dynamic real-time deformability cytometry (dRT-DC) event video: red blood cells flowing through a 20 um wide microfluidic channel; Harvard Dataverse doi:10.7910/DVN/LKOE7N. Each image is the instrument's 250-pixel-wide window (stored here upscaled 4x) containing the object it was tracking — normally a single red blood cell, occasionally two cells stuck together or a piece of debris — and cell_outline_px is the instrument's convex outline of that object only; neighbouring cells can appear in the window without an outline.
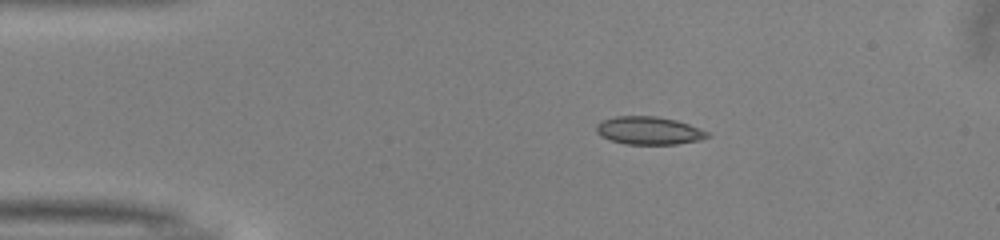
{"species": "common noctule bat (a hibernating species)", "species_latin": "Nyctalus noctula", "temperature_condition": "warm", "stored_images_in_passage": 42, "camera_frame_rate_fps": 3000, "um_per_image_px": 0.085, "animal": {"sex": "male", "body_mass_g": 13.0, "forearm_length_mm": 53.1}, "frame": {"image": 1, "passage_image": 1, "time_ms": 0.0, "image_size_px": [1000, 240], "cell_outline_px": [[712, 136], [700, 140], [676, 144], [624, 144], [600, 136], [596, 132], [596, 124], [600, 120], [616, 116], [656, 116], [676, 120], [688, 124], [708, 132]], "centroid_in_image_um": [55.13, 11.1], "position_along_channel_um": 29.9, "area_um2": 18.15}}
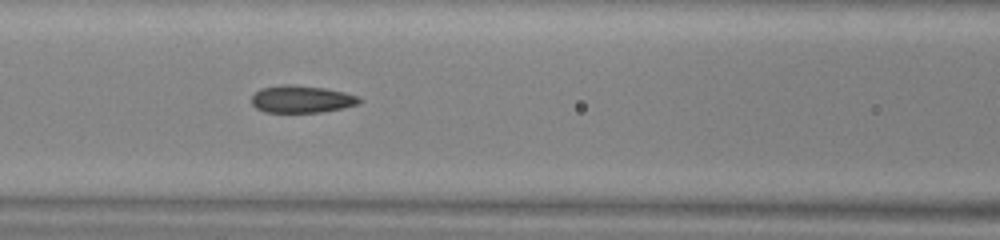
{"frame": {"image": 2, "passage_image": 13, "time_ms": 4.0, "image_size_px": [1000, 240], "cell_outline_px": [[364, 100], [360, 104], [344, 108], [324, 112], [264, 112], [256, 108], [252, 104], [252, 96], [260, 88], [284, 84], [288, 84], [324, 88], [344, 92], [360, 96]], "centroid_in_image_um": [25.69, 8.43], "position_along_channel_um": 140.9, "area_um2": 17.34}}
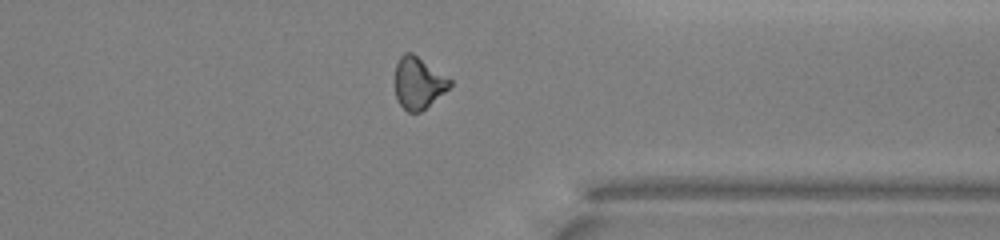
{"frame": {"image": 3, "passage_image": 31, "time_ms": 10.0, "image_size_px": [1000, 240], "cell_outline_px": [[452, 84], [444, 92], [420, 112], [408, 112], [400, 104], [396, 96], [396, 64], [400, 56], [404, 52], [412, 52], [452, 80]], "centroid_in_image_um": [35.56, 7.03], "position_along_channel_um": 375.8, "area_um2": 16.24}, "authors_computed_cell_mechanics": {"area_um2": 17.0799, "velocity_mm_per_s": 4.0327, "shape_relaxation_time_tau1_ms": 4.2217, "shape_relaxation_time_tau2_ms": 2.2953, "deformation_change_tau1": 0.1243, "deformation_change_tau2": 0.1003}}